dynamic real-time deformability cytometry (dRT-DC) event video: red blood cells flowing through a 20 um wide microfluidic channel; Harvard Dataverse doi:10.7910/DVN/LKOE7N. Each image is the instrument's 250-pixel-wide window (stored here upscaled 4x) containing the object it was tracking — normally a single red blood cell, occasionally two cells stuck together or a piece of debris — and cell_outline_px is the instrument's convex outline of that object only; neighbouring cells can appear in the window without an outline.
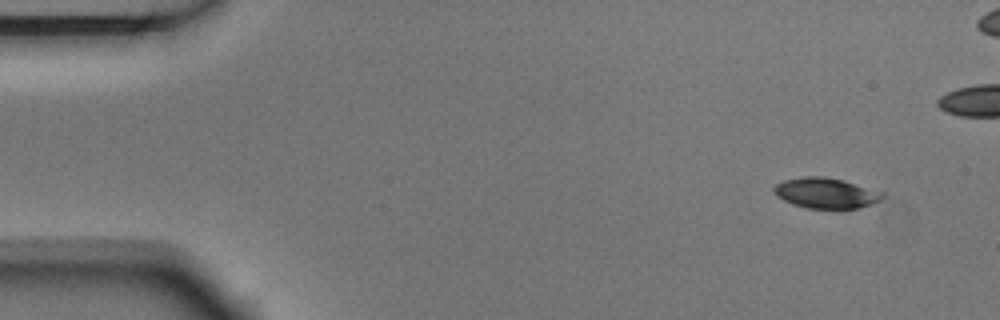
{"species": "Egyptian fruit bat (a non-hibernating species)", "species_latin": "Rousettus aegyptiacus", "temperature_condition": "room temperature", "stored_images_in_passage": 3, "camera_frame_rate_fps": 3000, "um_per_image_px": 0.085, "animal": {"sex": "male"}, "frame": {"image": 1, "passage_image": 1, "time_ms": 0.0, "image_size_px": [1000, 320], "cell_outline_px": [[884, 196], [880, 200], [856, 208], [808, 208], [792, 204], [776, 196], [772, 188], [776, 184], [784, 180], [804, 176], [824, 176], [844, 180], [884, 192]], "centroid_in_image_um": [70.17, 16.39], "position_along_channel_um": 14.8, "area_um2": 19.19}}